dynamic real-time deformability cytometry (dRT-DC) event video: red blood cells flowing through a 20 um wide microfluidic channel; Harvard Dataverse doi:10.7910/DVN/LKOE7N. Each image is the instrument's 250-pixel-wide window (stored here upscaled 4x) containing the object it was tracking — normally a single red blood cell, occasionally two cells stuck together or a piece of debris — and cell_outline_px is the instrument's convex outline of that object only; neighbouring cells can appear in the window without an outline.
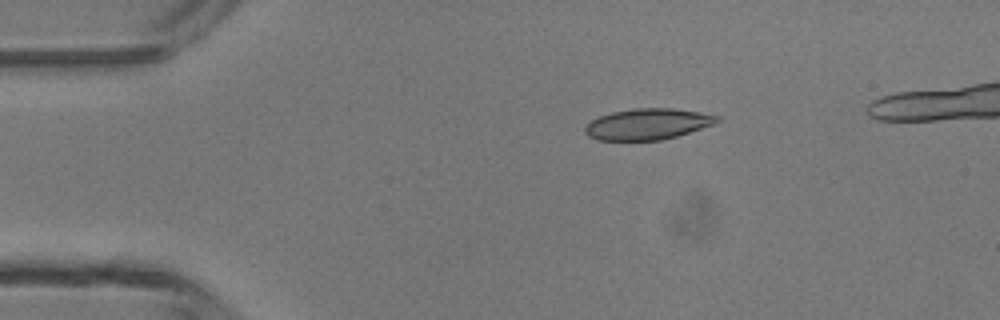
{"species": "common noctule bat (a hibernating species)", "species_latin": "Nyctalus noctula", "temperature_condition": "room temperature", "stored_images_in_passage": 4, "camera_frame_rate_fps": 3000, "um_per_image_px": 0.085, "animal": {"sex": "male", "body_mass_g": 13.3}, "frame": {"image": 1, "passage_image": 2, "time_ms": 1.333, "image_size_px": [1000, 320], "cell_outline_px": [[720, 120], [716, 124], [676, 136], [660, 140], [596, 140], [588, 136], [584, 132], [584, 128], [592, 120], [600, 116], [612, 112], [632, 108], [672, 108], [700, 112], [720, 116]], "centroid_in_image_um": [55.07, 10.54], "position_along_channel_um": 29.9, "area_um2": 23.93}}